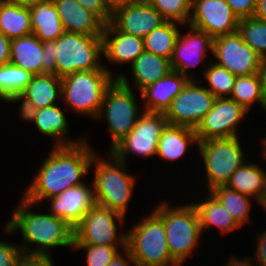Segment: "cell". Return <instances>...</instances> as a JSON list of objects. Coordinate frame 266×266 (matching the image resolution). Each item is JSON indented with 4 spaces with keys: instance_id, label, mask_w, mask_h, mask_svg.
<instances>
[{
    "instance_id": "cell-31",
    "label": "cell",
    "mask_w": 266,
    "mask_h": 266,
    "mask_svg": "<svg viewBox=\"0 0 266 266\" xmlns=\"http://www.w3.org/2000/svg\"><path fill=\"white\" fill-rule=\"evenodd\" d=\"M210 192L227 209L241 228L246 226L245 224L252 223L253 220H250L253 216L251 209L255 208L253 205L257 204L252 197L241 194L226 185H219ZM252 202L255 204H252Z\"/></svg>"
},
{
    "instance_id": "cell-28",
    "label": "cell",
    "mask_w": 266,
    "mask_h": 266,
    "mask_svg": "<svg viewBox=\"0 0 266 266\" xmlns=\"http://www.w3.org/2000/svg\"><path fill=\"white\" fill-rule=\"evenodd\" d=\"M22 94L37 109L60 104L61 77L54 73L35 74Z\"/></svg>"
},
{
    "instance_id": "cell-53",
    "label": "cell",
    "mask_w": 266,
    "mask_h": 266,
    "mask_svg": "<svg viewBox=\"0 0 266 266\" xmlns=\"http://www.w3.org/2000/svg\"><path fill=\"white\" fill-rule=\"evenodd\" d=\"M258 140H260L259 142H260V145H262L261 147V151H260V156L262 157L261 159H263L264 161H266V135H265V137H260V139H258Z\"/></svg>"
},
{
    "instance_id": "cell-48",
    "label": "cell",
    "mask_w": 266,
    "mask_h": 266,
    "mask_svg": "<svg viewBox=\"0 0 266 266\" xmlns=\"http://www.w3.org/2000/svg\"><path fill=\"white\" fill-rule=\"evenodd\" d=\"M224 266H258L254 261L253 258H247L244 256V258H240L237 255L234 256L232 254L231 257L226 261Z\"/></svg>"
},
{
    "instance_id": "cell-35",
    "label": "cell",
    "mask_w": 266,
    "mask_h": 266,
    "mask_svg": "<svg viewBox=\"0 0 266 266\" xmlns=\"http://www.w3.org/2000/svg\"><path fill=\"white\" fill-rule=\"evenodd\" d=\"M237 76L233 75L226 68L217 65L212 61L209 62L201 81L216 98L230 97L235 85ZM206 83H205V82ZM204 82V83H203Z\"/></svg>"
},
{
    "instance_id": "cell-12",
    "label": "cell",
    "mask_w": 266,
    "mask_h": 266,
    "mask_svg": "<svg viewBox=\"0 0 266 266\" xmlns=\"http://www.w3.org/2000/svg\"><path fill=\"white\" fill-rule=\"evenodd\" d=\"M185 26L186 29L188 27L186 33L180 30L176 40L174 52L170 60L171 67L173 71L181 73L189 80H199L198 77H195L196 73L193 75V70L194 68L196 70V67L203 63L204 67L201 73L202 75L205 73L211 61L210 58L207 61L208 56H210L208 54H213L214 39L205 31L196 29L189 24Z\"/></svg>"
},
{
    "instance_id": "cell-1",
    "label": "cell",
    "mask_w": 266,
    "mask_h": 266,
    "mask_svg": "<svg viewBox=\"0 0 266 266\" xmlns=\"http://www.w3.org/2000/svg\"><path fill=\"white\" fill-rule=\"evenodd\" d=\"M85 139L76 145L52 146L31 181L22 191L27 201L41 206L66 189L85 183L95 150Z\"/></svg>"
},
{
    "instance_id": "cell-27",
    "label": "cell",
    "mask_w": 266,
    "mask_h": 266,
    "mask_svg": "<svg viewBox=\"0 0 266 266\" xmlns=\"http://www.w3.org/2000/svg\"><path fill=\"white\" fill-rule=\"evenodd\" d=\"M43 42L33 33L11 39L10 63L31 74H42Z\"/></svg>"
},
{
    "instance_id": "cell-41",
    "label": "cell",
    "mask_w": 266,
    "mask_h": 266,
    "mask_svg": "<svg viewBox=\"0 0 266 266\" xmlns=\"http://www.w3.org/2000/svg\"><path fill=\"white\" fill-rule=\"evenodd\" d=\"M88 11L96 14L105 24L111 22L112 14L107 9L105 0H76Z\"/></svg>"
},
{
    "instance_id": "cell-22",
    "label": "cell",
    "mask_w": 266,
    "mask_h": 266,
    "mask_svg": "<svg viewBox=\"0 0 266 266\" xmlns=\"http://www.w3.org/2000/svg\"><path fill=\"white\" fill-rule=\"evenodd\" d=\"M66 32L102 37L105 23L76 0H53Z\"/></svg>"
},
{
    "instance_id": "cell-5",
    "label": "cell",
    "mask_w": 266,
    "mask_h": 266,
    "mask_svg": "<svg viewBox=\"0 0 266 266\" xmlns=\"http://www.w3.org/2000/svg\"><path fill=\"white\" fill-rule=\"evenodd\" d=\"M116 78L108 70L77 71L61 78V102L68 112L95 121L107 88Z\"/></svg>"
},
{
    "instance_id": "cell-38",
    "label": "cell",
    "mask_w": 266,
    "mask_h": 266,
    "mask_svg": "<svg viewBox=\"0 0 266 266\" xmlns=\"http://www.w3.org/2000/svg\"><path fill=\"white\" fill-rule=\"evenodd\" d=\"M72 249L86 253V266H107L119 252L116 247L104 245H73Z\"/></svg>"
},
{
    "instance_id": "cell-55",
    "label": "cell",
    "mask_w": 266,
    "mask_h": 266,
    "mask_svg": "<svg viewBox=\"0 0 266 266\" xmlns=\"http://www.w3.org/2000/svg\"><path fill=\"white\" fill-rule=\"evenodd\" d=\"M155 0H135L136 4H148L152 5Z\"/></svg>"
},
{
    "instance_id": "cell-42",
    "label": "cell",
    "mask_w": 266,
    "mask_h": 266,
    "mask_svg": "<svg viewBox=\"0 0 266 266\" xmlns=\"http://www.w3.org/2000/svg\"><path fill=\"white\" fill-rule=\"evenodd\" d=\"M233 13L239 18L253 17L257 0H226Z\"/></svg>"
},
{
    "instance_id": "cell-11",
    "label": "cell",
    "mask_w": 266,
    "mask_h": 266,
    "mask_svg": "<svg viewBox=\"0 0 266 266\" xmlns=\"http://www.w3.org/2000/svg\"><path fill=\"white\" fill-rule=\"evenodd\" d=\"M167 124L164 113L143 112L135 127L110 152L125 163L131 154L147 160L156 158L159 138Z\"/></svg>"
},
{
    "instance_id": "cell-14",
    "label": "cell",
    "mask_w": 266,
    "mask_h": 266,
    "mask_svg": "<svg viewBox=\"0 0 266 266\" xmlns=\"http://www.w3.org/2000/svg\"><path fill=\"white\" fill-rule=\"evenodd\" d=\"M247 111L229 97L216 98L212 109L195 129L198 142L208 139L240 137L237 127L247 116Z\"/></svg>"
},
{
    "instance_id": "cell-13",
    "label": "cell",
    "mask_w": 266,
    "mask_h": 266,
    "mask_svg": "<svg viewBox=\"0 0 266 266\" xmlns=\"http://www.w3.org/2000/svg\"><path fill=\"white\" fill-rule=\"evenodd\" d=\"M215 99L201 81L190 80L166 111L168 124L196 129L212 109Z\"/></svg>"
},
{
    "instance_id": "cell-2",
    "label": "cell",
    "mask_w": 266,
    "mask_h": 266,
    "mask_svg": "<svg viewBox=\"0 0 266 266\" xmlns=\"http://www.w3.org/2000/svg\"><path fill=\"white\" fill-rule=\"evenodd\" d=\"M18 203L11 209L12 216L5 222L3 232L8 236L21 233L19 246L23 257L54 259L52 249L73 247V228L64 220L46 210L33 211L38 205L22 196Z\"/></svg>"
},
{
    "instance_id": "cell-18",
    "label": "cell",
    "mask_w": 266,
    "mask_h": 266,
    "mask_svg": "<svg viewBox=\"0 0 266 266\" xmlns=\"http://www.w3.org/2000/svg\"><path fill=\"white\" fill-rule=\"evenodd\" d=\"M166 20L152 5L131 4L112 14L111 23L121 32L144 38Z\"/></svg>"
},
{
    "instance_id": "cell-29",
    "label": "cell",
    "mask_w": 266,
    "mask_h": 266,
    "mask_svg": "<svg viewBox=\"0 0 266 266\" xmlns=\"http://www.w3.org/2000/svg\"><path fill=\"white\" fill-rule=\"evenodd\" d=\"M32 33L42 42L57 40L64 32L53 0L30 7Z\"/></svg>"
},
{
    "instance_id": "cell-25",
    "label": "cell",
    "mask_w": 266,
    "mask_h": 266,
    "mask_svg": "<svg viewBox=\"0 0 266 266\" xmlns=\"http://www.w3.org/2000/svg\"><path fill=\"white\" fill-rule=\"evenodd\" d=\"M191 146L198 147L195 129L167 124L159 138L157 157L162 161L174 163L184 158Z\"/></svg>"
},
{
    "instance_id": "cell-37",
    "label": "cell",
    "mask_w": 266,
    "mask_h": 266,
    "mask_svg": "<svg viewBox=\"0 0 266 266\" xmlns=\"http://www.w3.org/2000/svg\"><path fill=\"white\" fill-rule=\"evenodd\" d=\"M152 6L166 21H175L183 25L189 23L192 0H155Z\"/></svg>"
},
{
    "instance_id": "cell-43",
    "label": "cell",
    "mask_w": 266,
    "mask_h": 266,
    "mask_svg": "<svg viewBox=\"0 0 266 266\" xmlns=\"http://www.w3.org/2000/svg\"><path fill=\"white\" fill-rule=\"evenodd\" d=\"M42 74L54 73L56 75V53L54 52V40L43 41Z\"/></svg>"
},
{
    "instance_id": "cell-40",
    "label": "cell",
    "mask_w": 266,
    "mask_h": 266,
    "mask_svg": "<svg viewBox=\"0 0 266 266\" xmlns=\"http://www.w3.org/2000/svg\"><path fill=\"white\" fill-rule=\"evenodd\" d=\"M23 258L19 243L0 240V266H17Z\"/></svg>"
},
{
    "instance_id": "cell-52",
    "label": "cell",
    "mask_w": 266,
    "mask_h": 266,
    "mask_svg": "<svg viewBox=\"0 0 266 266\" xmlns=\"http://www.w3.org/2000/svg\"><path fill=\"white\" fill-rule=\"evenodd\" d=\"M14 4H18L23 7H32L34 5H38L40 3L48 2L50 0H8Z\"/></svg>"
},
{
    "instance_id": "cell-44",
    "label": "cell",
    "mask_w": 266,
    "mask_h": 266,
    "mask_svg": "<svg viewBox=\"0 0 266 266\" xmlns=\"http://www.w3.org/2000/svg\"><path fill=\"white\" fill-rule=\"evenodd\" d=\"M255 234L254 237L257 244H254L256 248L254 249V254H252L253 261L258 266H266V228Z\"/></svg>"
},
{
    "instance_id": "cell-34",
    "label": "cell",
    "mask_w": 266,
    "mask_h": 266,
    "mask_svg": "<svg viewBox=\"0 0 266 266\" xmlns=\"http://www.w3.org/2000/svg\"><path fill=\"white\" fill-rule=\"evenodd\" d=\"M32 77L33 74L11 63L0 66V101L22 93Z\"/></svg>"
},
{
    "instance_id": "cell-21",
    "label": "cell",
    "mask_w": 266,
    "mask_h": 266,
    "mask_svg": "<svg viewBox=\"0 0 266 266\" xmlns=\"http://www.w3.org/2000/svg\"><path fill=\"white\" fill-rule=\"evenodd\" d=\"M190 80L181 73L171 71L167 76L144 88L140 93L145 112L166 113L171 102Z\"/></svg>"
},
{
    "instance_id": "cell-16",
    "label": "cell",
    "mask_w": 266,
    "mask_h": 266,
    "mask_svg": "<svg viewBox=\"0 0 266 266\" xmlns=\"http://www.w3.org/2000/svg\"><path fill=\"white\" fill-rule=\"evenodd\" d=\"M239 18L226 0H192L189 25L213 39L238 31Z\"/></svg>"
},
{
    "instance_id": "cell-19",
    "label": "cell",
    "mask_w": 266,
    "mask_h": 266,
    "mask_svg": "<svg viewBox=\"0 0 266 266\" xmlns=\"http://www.w3.org/2000/svg\"><path fill=\"white\" fill-rule=\"evenodd\" d=\"M103 58L114 66L131 65L144 52V39L119 31L111 22L102 35Z\"/></svg>"
},
{
    "instance_id": "cell-24",
    "label": "cell",
    "mask_w": 266,
    "mask_h": 266,
    "mask_svg": "<svg viewBox=\"0 0 266 266\" xmlns=\"http://www.w3.org/2000/svg\"><path fill=\"white\" fill-rule=\"evenodd\" d=\"M202 192L206 193V195H203L198 200H196L197 198L193 199L194 201H192V199L189 200L198 211L203 235L206 234L204 232L210 229L214 230V227L218 229L219 235H223V237L241 228L227 209L210 191Z\"/></svg>"
},
{
    "instance_id": "cell-46",
    "label": "cell",
    "mask_w": 266,
    "mask_h": 266,
    "mask_svg": "<svg viewBox=\"0 0 266 266\" xmlns=\"http://www.w3.org/2000/svg\"><path fill=\"white\" fill-rule=\"evenodd\" d=\"M10 45L11 40L0 31V66L10 63Z\"/></svg>"
},
{
    "instance_id": "cell-6",
    "label": "cell",
    "mask_w": 266,
    "mask_h": 266,
    "mask_svg": "<svg viewBox=\"0 0 266 266\" xmlns=\"http://www.w3.org/2000/svg\"><path fill=\"white\" fill-rule=\"evenodd\" d=\"M148 212L127 230L126 248L136 266H179L169 253L162 218L153 209Z\"/></svg>"
},
{
    "instance_id": "cell-9",
    "label": "cell",
    "mask_w": 266,
    "mask_h": 266,
    "mask_svg": "<svg viewBox=\"0 0 266 266\" xmlns=\"http://www.w3.org/2000/svg\"><path fill=\"white\" fill-rule=\"evenodd\" d=\"M135 90L115 79L104 94L103 103L95 121L103 119L107 123L111 144L109 151L130 133L138 118L145 112L143 106L138 105L140 100Z\"/></svg>"
},
{
    "instance_id": "cell-20",
    "label": "cell",
    "mask_w": 266,
    "mask_h": 266,
    "mask_svg": "<svg viewBox=\"0 0 266 266\" xmlns=\"http://www.w3.org/2000/svg\"><path fill=\"white\" fill-rule=\"evenodd\" d=\"M131 81L122 71L117 73V79L130 88L135 87L139 93L158 79L167 76L171 71V62L167 58L144 51L130 65Z\"/></svg>"
},
{
    "instance_id": "cell-15",
    "label": "cell",
    "mask_w": 266,
    "mask_h": 266,
    "mask_svg": "<svg viewBox=\"0 0 266 266\" xmlns=\"http://www.w3.org/2000/svg\"><path fill=\"white\" fill-rule=\"evenodd\" d=\"M212 59L235 76L257 74L261 57L235 32L214 38ZM216 61H215V60Z\"/></svg>"
},
{
    "instance_id": "cell-32",
    "label": "cell",
    "mask_w": 266,
    "mask_h": 266,
    "mask_svg": "<svg viewBox=\"0 0 266 266\" xmlns=\"http://www.w3.org/2000/svg\"><path fill=\"white\" fill-rule=\"evenodd\" d=\"M185 25L175 21H165L152 30L144 39V51L171 60L180 29Z\"/></svg>"
},
{
    "instance_id": "cell-30",
    "label": "cell",
    "mask_w": 266,
    "mask_h": 266,
    "mask_svg": "<svg viewBox=\"0 0 266 266\" xmlns=\"http://www.w3.org/2000/svg\"><path fill=\"white\" fill-rule=\"evenodd\" d=\"M0 31L10 40L31 34L30 8L0 0Z\"/></svg>"
},
{
    "instance_id": "cell-51",
    "label": "cell",
    "mask_w": 266,
    "mask_h": 266,
    "mask_svg": "<svg viewBox=\"0 0 266 266\" xmlns=\"http://www.w3.org/2000/svg\"><path fill=\"white\" fill-rule=\"evenodd\" d=\"M254 17L266 21V0H257Z\"/></svg>"
},
{
    "instance_id": "cell-45",
    "label": "cell",
    "mask_w": 266,
    "mask_h": 266,
    "mask_svg": "<svg viewBox=\"0 0 266 266\" xmlns=\"http://www.w3.org/2000/svg\"><path fill=\"white\" fill-rule=\"evenodd\" d=\"M107 266H136V264L129 250L125 248L119 251Z\"/></svg>"
},
{
    "instance_id": "cell-36",
    "label": "cell",
    "mask_w": 266,
    "mask_h": 266,
    "mask_svg": "<svg viewBox=\"0 0 266 266\" xmlns=\"http://www.w3.org/2000/svg\"><path fill=\"white\" fill-rule=\"evenodd\" d=\"M237 32L261 58L266 57V21L254 16L239 19Z\"/></svg>"
},
{
    "instance_id": "cell-23",
    "label": "cell",
    "mask_w": 266,
    "mask_h": 266,
    "mask_svg": "<svg viewBox=\"0 0 266 266\" xmlns=\"http://www.w3.org/2000/svg\"><path fill=\"white\" fill-rule=\"evenodd\" d=\"M59 104L38 109L34 124L39 133L52 141V146L76 145L81 143L86 136L69 138L70 128L65 109ZM64 110V111H63ZM78 138V139H77Z\"/></svg>"
},
{
    "instance_id": "cell-17",
    "label": "cell",
    "mask_w": 266,
    "mask_h": 266,
    "mask_svg": "<svg viewBox=\"0 0 266 266\" xmlns=\"http://www.w3.org/2000/svg\"><path fill=\"white\" fill-rule=\"evenodd\" d=\"M45 202L49 203L47 210L52 215L61 218L74 229L96 203L93 182L86 181L79 186L68 188Z\"/></svg>"
},
{
    "instance_id": "cell-39",
    "label": "cell",
    "mask_w": 266,
    "mask_h": 266,
    "mask_svg": "<svg viewBox=\"0 0 266 266\" xmlns=\"http://www.w3.org/2000/svg\"><path fill=\"white\" fill-rule=\"evenodd\" d=\"M19 105V113L18 117L20 118V120H22L25 124V122L27 124H32L34 122L35 117L37 116L38 113V109L35 107V105L27 98L25 97L22 93L20 94H16L14 96H10L8 97L4 103L6 104H11V105H15L17 104Z\"/></svg>"
},
{
    "instance_id": "cell-26",
    "label": "cell",
    "mask_w": 266,
    "mask_h": 266,
    "mask_svg": "<svg viewBox=\"0 0 266 266\" xmlns=\"http://www.w3.org/2000/svg\"><path fill=\"white\" fill-rule=\"evenodd\" d=\"M262 166V167H261ZM266 165L248 160L230 177L227 187L252 197L256 202L266 189Z\"/></svg>"
},
{
    "instance_id": "cell-47",
    "label": "cell",
    "mask_w": 266,
    "mask_h": 266,
    "mask_svg": "<svg viewBox=\"0 0 266 266\" xmlns=\"http://www.w3.org/2000/svg\"><path fill=\"white\" fill-rule=\"evenodd\" d=\"M17 266H55L54 259L24 257Z\"/></svg>"
},
{
    "instance_id": "cell-33",
    "label": "cell",
    "mask_w": 266,
    "mask_h": 266,
    "mask_svg": "<svg viewBox=\"0 0 266 266\" xmlns=\"http://www.w3.org/2000/svg\"><path fill=\"white\" fill-rule=\"evenodd\" d=\"M247 111L255 106L257 101L260 109L266 112V98L261 89L260 77L257 74L237 76L230 97Z\"/></svg>"
},
{
    "instance_id": "cell-54",
    "label": "cell",
    "mask_w": 266,
    "mask_h": 266,
    "mask_svg": "<svg viewBox=\"0 0 266 266\" xmlns=\"http://www.w3.org/2000/svg\"><path fill=\"white\" fill-rule=\"evenodd\" d=\"M258 206L260 205V208H263L264 212H266V189L262 193L260 199L257 201Z\"/></svg>"
},
{
    "instance_id": "cell-7",
    "label": "cell",
    "mask_w": 266,
    "mask_h": 266,
    "mask_svg": "<svg viewBox=\"0 0 266 266\" xmlns=\"http://www.w3.org/2000/svg\"><path fill=\"white\" fill-rule=\"evenodd\" d=\"M54 52L58 77L77 71L108 70L117 79V71L115 73L102 61V37L65 31L54 40Z\"/></svg>"
},
{
    "instance_id": "cell-50",
    "label": "cell",
    "mask_w": 266,
    "mask_h": 266,
    "mask_svg": "<svg viewBox=\"0 0 266 266\" xmlns=\"http://www.w3.org/2000/svg\"><path fill=\"white\" fill-rule=\"evenodd\" d=\"M258 75L261 81L262 93L266 98V57L261 58Z\"/></svg>"
},
{
    "instance_id": "cell-4",
    "label": "cell",
    "mask_w": 266,
    "mask_h": 266,
    "mask_svg": "<svg viewBox=\"0 0 266 266\" xmlns=\"http://www.w3.org/2000/svg\"><path fill=\"white\" fill-rule=\"evenodd\" d=\"M158 201L153 210L163 220L169 253L179 266H184L204 239L198 211L192 202L177 205L166 199Z\"/></svg>"
},
{
    "instance_id": "cell-10",
    "label": "cell",
    "mask_w": 266,
    "mask_h": 266,
    "mask_svg": "<svg viewBox=\"0 0 266 266\" xmlns=\"http://www.w3.org/2000/svg\"><path fill=\"white\" fill-rule=\"evenodd\" d=\"M126 220L127 217L95 203L73 229V245H104L122 251L126 248L127 231L121 228L126 229Z\"/></svg>"
},
{
    "instance_id": "cell-8",
    "label": "cell",
    "mask_w": 266,
    "mask_h": 266,
    "mask_svg": "<svg viewBox=\"0 0 266 266\" xmlns=\"http://www.w3.org/2000/svg\"><path fill=\"white\" fill-rule=\"evenodd\" d=\"M241 141L240 137H233L198 142V157L205 169H202L205 192L206 189L210 191L219 185H226L232 174L248 160Z\"/></svg>"
},
{
    "instance_id": "cell-49",
    "label": "cell",
    "mask_w": 266,
    "mask_h": 266,
    "mask_svg": "<svg viewBox=\"0 0 266 266\" xmlns=\"http://www.w3.org/2000/svg\"><path fill=\"white\" fill-rule=\"evenodd\" d=\"M107 9L111 14L121 7H126L131 4H135V0H105Z\"/></svg>"
},
{
    "instance_id": "cell-3",
    "label": "cell",
    "mask_w": 266,
    "mask_h": 266,
    "mask_svg": "<svg viewBox=\"0 0 266 266\" xmlns=\"http://www.w3.org/2000/svg\"><path fill=\"white\" fill-rule=\"evenodd\" d=\"M107 154L101 157L95 153L91 161L95 202L126 217L138 176L128 173L131 170L127 163L118 160L110 151Z\"/></svg>"
}]
</instances>
